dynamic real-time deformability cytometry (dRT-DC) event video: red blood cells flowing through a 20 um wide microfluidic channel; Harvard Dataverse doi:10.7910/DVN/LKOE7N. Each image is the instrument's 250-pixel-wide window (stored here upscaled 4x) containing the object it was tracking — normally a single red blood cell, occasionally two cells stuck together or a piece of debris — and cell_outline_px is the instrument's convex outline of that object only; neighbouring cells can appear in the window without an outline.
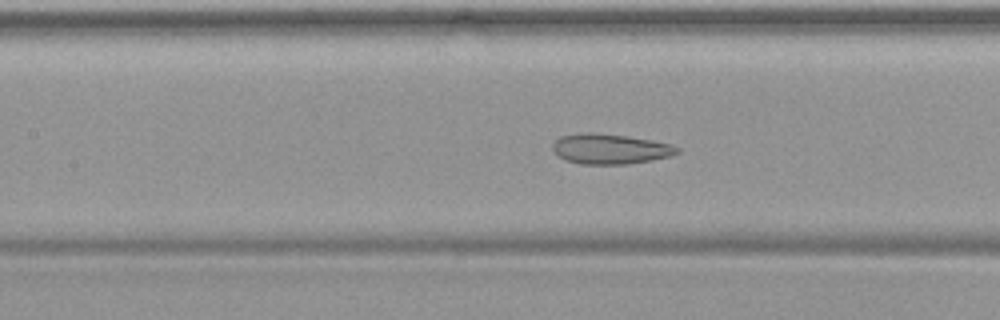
{"species": "common noctule bat (a hibernating species)", "species_latin": "Nyctalus noctula", "temperature_condition": "warm", "stored_images_in_passage": 50, "camera_frame_rate_fps": 3000, "um_per_image_px": 0.085, "animal": {"sex": "female", "body_mass_g": 19.9}, "frame": {"image": 1, "passage_image": 23, "time_ms": 7.333, "image_size_px": [1000, 320], "cell_outline_px": [[680, 152], [672, 156], [652, 160], [628, 164], [580, 164], [556, 156], [552, 148], [552, 144], [560, 136], [580, 132], [596, 132], [628, 136], [652, 140], [672, 144], [680, 148]], "centroid_in_image_um": [51.87, 12.65], "position_along_channel_um": 155.5, "area_um2": 22.25}}
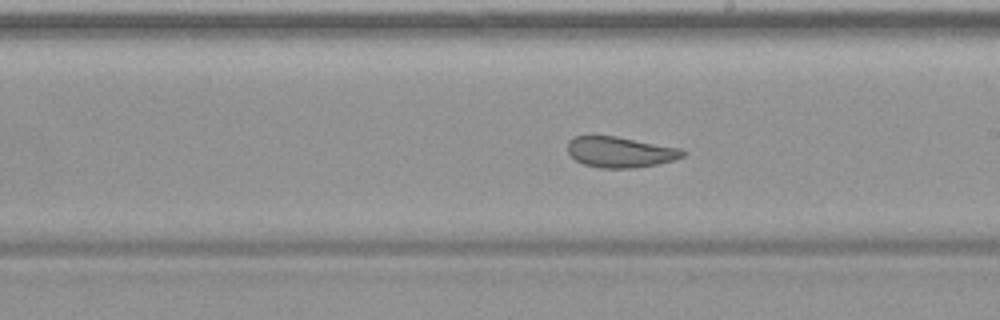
{"frame": {"image": 2, "passage_image": 29, "time_ms": 9.333, "image_size_px": [1000, 320], "cell_outline_px": [[688, 152], [684, 156], [672, 160], [656, 164], [636, 168], [600, 168], [584, 164], [576, 160], [568, 152], [568, 140], [572, 136], [616, 136], [680, 148]], "centroid_in_image_um": [52.71, 12.92], "position_along_channel_um": 236.3, "area_um2": 20.58}}
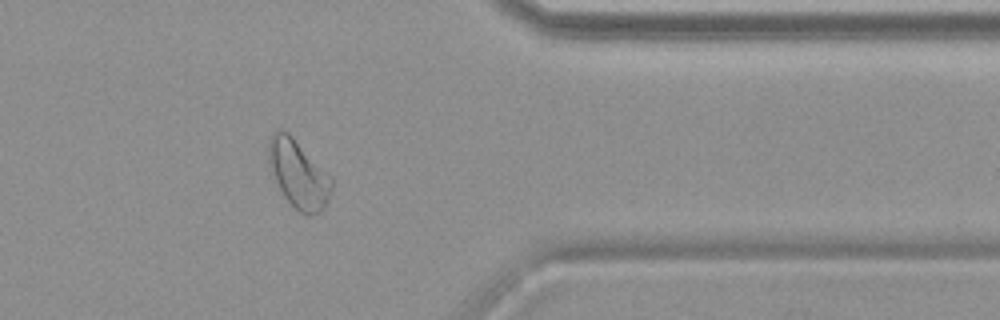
{"frame": {"image": 3, "passage_image": 41, "time_ms": 13.333, "image_size_px": [1000, 320], "cell_outline_px": [[332, 188], [324, 208], [320, 212], [308, 216], [304, 216], [284, 196], [268, 168], [268, 140], [272, 132], [276, 128], [284, 128], [332, 176]], "centroid_in_image_um": [25.34, 14.75], "position_along_channel_um": 386.1, "area_um2": 25.32}}